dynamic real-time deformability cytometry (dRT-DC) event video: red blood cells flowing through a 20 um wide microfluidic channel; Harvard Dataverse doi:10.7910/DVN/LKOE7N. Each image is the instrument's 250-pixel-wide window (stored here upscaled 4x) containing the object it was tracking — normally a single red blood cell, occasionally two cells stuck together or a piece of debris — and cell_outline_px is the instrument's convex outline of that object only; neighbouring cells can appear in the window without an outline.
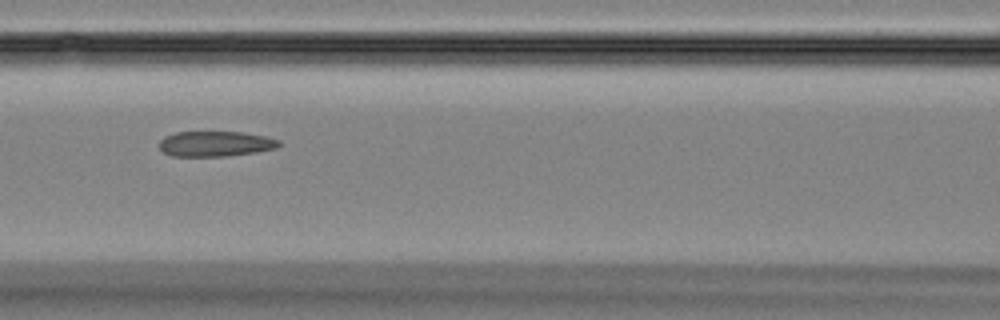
{"species": "Egyptian fruit bat (a non-hibernating species)", "species_latin": "Rousettus aegyptiacus", "temperature_condition": "room temperature", "stored_images_in_passage": 50, "camera_frame_rate_fps": 3000, "um_per_image_px": 0.085, "animal": {"sex": "female"}, "frame": {"image": 1, "passage_image": 22, "time_ms": 7.0, "image_size_px": [1000, 320], "cell_outline_px": [[280, 144], [276, 148], [256, 152], [228, 156], [172, 156], [164, 152], [160, 148], [160, 140], [164, 136], [176, 132], [244, 132], [264, 136], [280, 140]], "centroid_in_image_um": [18.31, 12.22], "position_along_channel_um": 148.3, "area_um2": 17.63}}
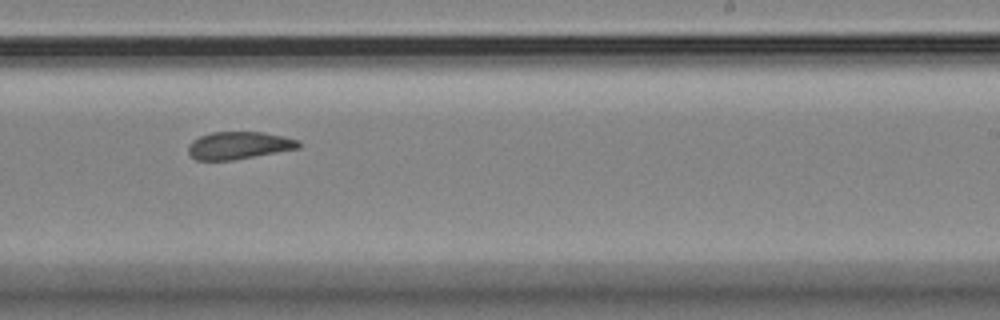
{"frame": {"image": 2, "passage_image": 31, "time_ms": 10.0, "image_size_px": [1000, 320], "cell_outline_px": [[300, 148], [232, 160], [196, 160], [188, 156], [188, 144], [192, 140], [200, 136], [212, 132], [264, 132], [284, 136], [300, 140]], "centroid_in_image_um": [20.28, 12.36], "position_along_channel_um": 268.7, "area_um2": 17.8}}
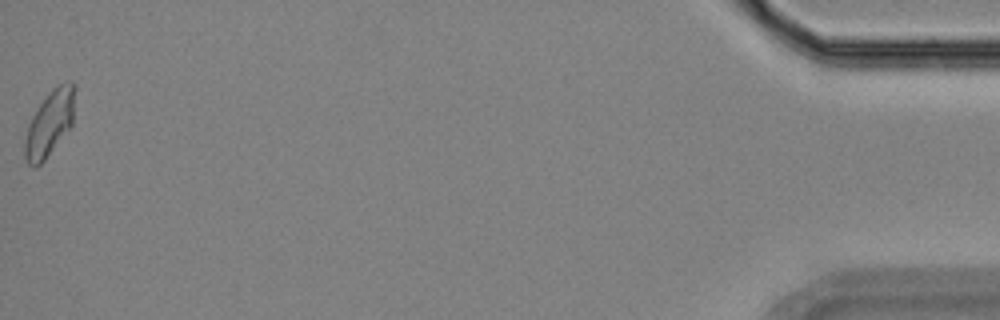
{"frame": {"image": 3, "passage_image": 50, "time_ms": 16.333, "image_size_px": [1000, 320], "cell_outline_px": [[76, 88], [72, 124], [44, 160], [36, 168], [32, 168], [24, 160], [24, 140], [28, 124], [32, 116], [48, 92], [52, 88], [64, 80], [72, 80], [76, 84]], "centroid_in_image_um": [4.22, 10.43], "position_along_channel_um": 431.0, "area_um2": 19.42}}